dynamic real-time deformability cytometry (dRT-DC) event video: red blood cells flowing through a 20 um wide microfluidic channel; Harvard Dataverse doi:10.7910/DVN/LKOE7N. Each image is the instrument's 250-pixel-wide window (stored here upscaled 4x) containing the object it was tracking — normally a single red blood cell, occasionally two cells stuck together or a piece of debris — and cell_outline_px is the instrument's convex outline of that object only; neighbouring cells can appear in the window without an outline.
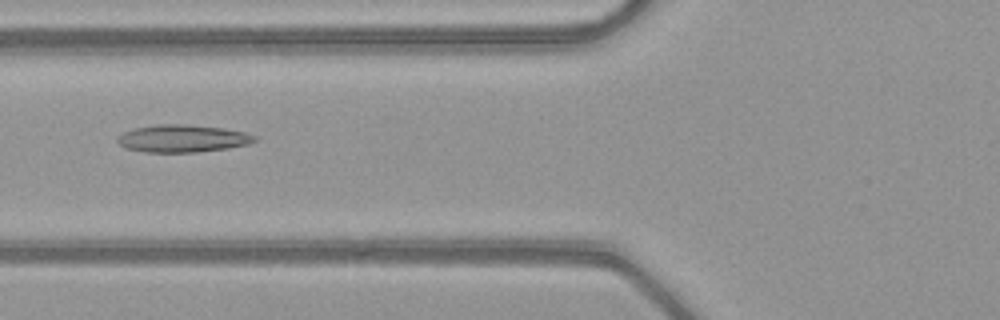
{"species": "common noctule bat (a hibernating species)", "species_latin": "Nyctalus noctula", "temperature_condition": "warm", "stored_images_in_passage": 35, "camera_frame_rate_fps": 3000, "um_per_image_px": 0.085, "animal": {"sex": "female", "body_mass_g": 21.9}, "frame": {"image": 1, "passage_image": 5, "time_ms": 1.333, "image_size_px": [1000, 320], "cell_outline_px": [[256, 140], [248, 144], [228, 148], [196, 152], [144, 152], [124, 148], [116, 140], [116, 136], [124, 132], [136, 128], [156, 124], [184, 124], [224, 128], [244, 132], [256, 136]], "centroid_in_image_um": [15.48, 11.77], "position_along_channel_um": 110.3, "area_um2": 21.96}}
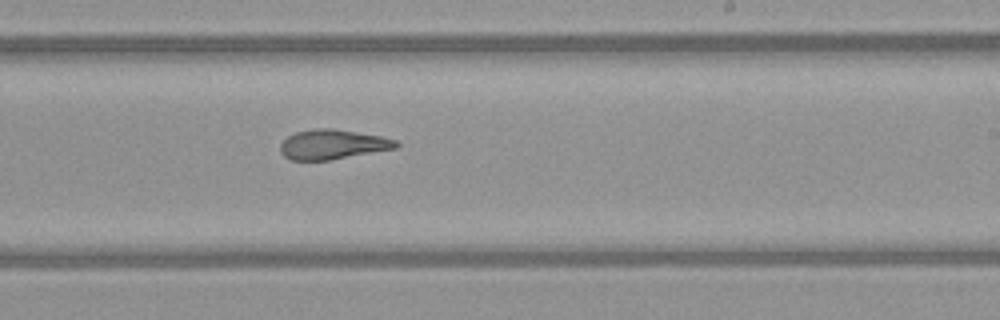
{"frame": {"image": 2, "passage_image": 16, "time_ms": 5.0, "image_size_px": [1000, 320], "cell_outline_px": [[400, 144], [396, 148], [332, 160], [292, 160], [284, 156], [280, 152], [280, 144], [288, 136], [296, 132], [312, 128], [332, 128], [380, 136], [396, 140]], "centroid_in_image_um": [28.26, 12.28], "position_along_channel_um": 260.7, "area_um2": 20.06}}
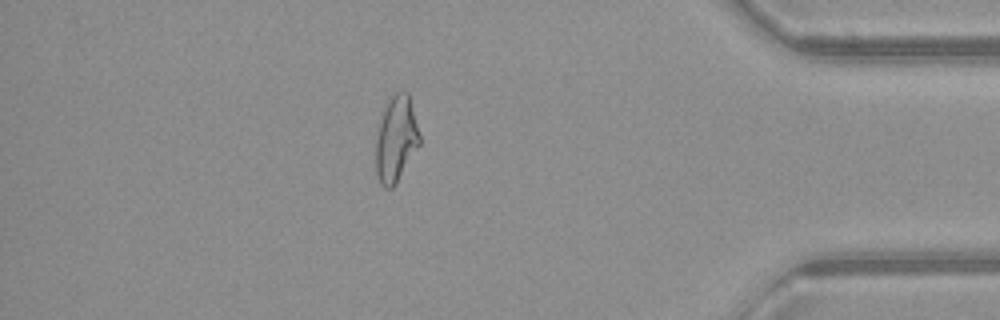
{"frame": {"image": 3, "passage_image": 29, "time_ms": 9.333, "image_size_px": [1000, 320], "cell_outline_px": [[420, 144], [396, 184], [392, 188], [384, 188], [380, 184], [376, 172], [376, 140], [380, 120], [384, 104], [396, 92], [408, 92], [420, 136]], "centroid_in_image_um": [33.65, 11.84], "position_along_channel_um": 401.5, "area_um2": 21.85}, "authors_computed_cell_mechanics": {"area_um2": 21.1548, "velocity_mm_per_s": 4.0874, "shape_relaxation_time_tau1_ms": null, "shape_relaxation_time_tau2_ms": 2.5391, "deformation_change_tau1": null, "deformation_change_tau2": 0.1108}}